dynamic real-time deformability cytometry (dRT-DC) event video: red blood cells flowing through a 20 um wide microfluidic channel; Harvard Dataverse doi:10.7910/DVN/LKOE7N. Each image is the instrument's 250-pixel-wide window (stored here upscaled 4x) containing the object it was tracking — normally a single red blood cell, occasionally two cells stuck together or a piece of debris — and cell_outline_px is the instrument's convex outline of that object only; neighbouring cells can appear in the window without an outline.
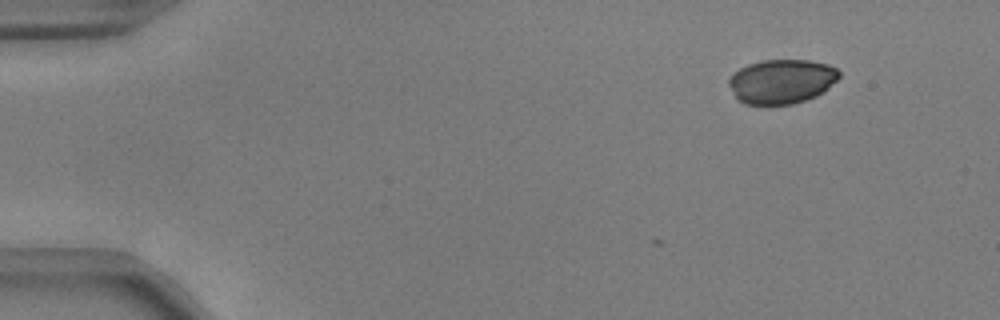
{"species": "common noctule bat (a hibernating species)", "species_latin": "Nyctalus noctula", "temperature_condition": "warm", "stored_images_in_passage": 5, "camera_frame_rate_fps": 3000, "um_per_image_px": 0.085, "animal": {"sex": "male", "body_mass_g": 17.9, "forearm_length_mm": 54.2}, "frame": {"image": 1, "passage_image": 1, "time_ms": 0.0, "image_size_px": [1000, 320], "cell_outline_px": [[840, 76], [824, 92], [816, 96], [792, 104], [744, 104], [736, 100], [728, 84], [728, 80], [732, 72], [748, 64], [764, 60], [808, 60], [828, 64], [836, 68], [840, 72]], "centroid_in_image_um": [66.41, 6.92], "position_along_channel_um": 18.6, "area_um2": 28.67}}